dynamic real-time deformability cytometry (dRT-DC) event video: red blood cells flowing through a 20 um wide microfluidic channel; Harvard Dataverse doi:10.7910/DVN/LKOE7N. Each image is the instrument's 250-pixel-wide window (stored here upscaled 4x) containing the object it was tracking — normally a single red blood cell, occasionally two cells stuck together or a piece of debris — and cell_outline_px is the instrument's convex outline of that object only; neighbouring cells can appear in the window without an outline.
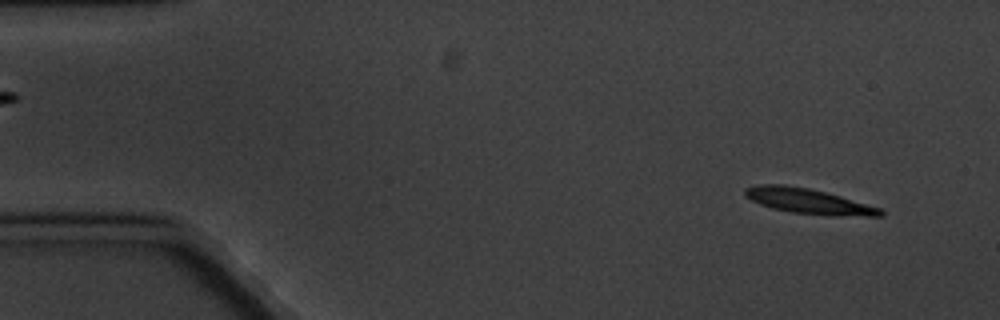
{"species": "common noctule bat (a hibernating species)", "species_latin": "Nyctalus noctula", "temperature_condition": "cold", "stored_images_in_passage": 5, "camera_frame_rate_fps": 3000, "um_per_image_px": 0.085, "animal": {"sex": "male", "body_mass_g": 20.1, "forearm_length_mm": 53.5}, "frame": {"image": 1, "passage_image": 2, "time_ms": 1.333, "image_size_px": [1000, 320], "cell_outline_px": [[884, 216], [832, 216], [792, 212], [772, 208], [760, 204], [744, 196], [744, 188], [756, 184], [784, 184], [808, 188], [840, 196], [880, 208], [884, 212]], "centroid_in_image_um": [68.69, 17.1], "position_along_channel_um": 16.3, "area_um2": 19.88}}